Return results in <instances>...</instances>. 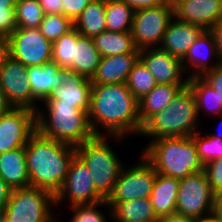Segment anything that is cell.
Returning <instances> with one entry per match:
<instances>
[{"label": "cell", "mask_w": 222, "mask_h": 222, "mask_svg": "<svg viewBox=\"0 0 222 222\" xmlns=\"http://www.w3.org/2000/svg\"><path fill=\"white\" fill-rule=\"evenodd\" d=\"M134 10L120 0H106V30L130 32Z\"/></svg>", "instance_id": "f546056e"}, {"label": "cell", "mask_w": 222, "mask_h": 222, "mask_svg": "<svg viewBox=\"0 0 222 222\" xmlns=\"http://www.w3.org/2000/svg\"><path fill=\"white\" fill-rule=\"evenodd\" d=\"M90 170L76 154L70 163L69 171L62 187L55 195V206L68 201L69 207L96 203L105 200L95 189Z\"/></svg>", "instance_id": "8fae6325"}, {"label": "cell", "mask_w": 222, "mask_h": 222, "mask_svg": "<svg viewBox=\"0 0 222 222\" xmlns=\"http://www.w3.org/2000/svg\"><path fill=\"white\" fill-rule=\"evenodd\" d=\"M203 31L204 29L198 25L181 22L174 17L164 33L160 48L182 59Z\"/></svg>", "instance_id": "44dd1931"}, {"label": "cell", "mask_w": 222, "mask_h": 222, "mask_svg": "<svg viewBox=\"0 0 222 222\" xmlns=\"http://www.w3.org/2000/svg\"><path fill=\"white\" fill-rule=\"evenodd\" d=\"M36 131V112L28 108H13L0 116V154L25 147Z\"/></svg>", "instance_id": "4fadbf2b"}, {"label": "cell", "mask_w": 222, "mask_h": 222, "mask_svg": "<svg viewBox=\"0 0 222 222\" xmlns=\"http://www.w3.org/2000/svg\"><path fill=\"white\" fill-rule=\"evenodd\" d=\"M159 222H194V219L175 212L170 215L161 217Z\"/></svg>", "instance_id": "bcb514c9"}, {"label": "cell", "mask_w": 222, "mask_h": 222, "mask_svg": "<svg viewBox=\"0 0 222 222\" xmlns=\"http://www.w3.org/2000/svg\"><path fill=\"white\" fill-rule=\"evenodd\" d=\"M12 188L0 177V213L4 211L7 205Z\"/></svg>", "instance_id": "ee69618b"}, {"label": "cell", "mask_w": 222, "mask_h": 222, "mask_svg": "<svg viewBox=\"0 0 222 222\" xmlns=\"http://www.w3.org/2000/svg\"><path fill=\"white\" fill-rule=\"evenodd\" d=\"M146 146L141 153L159 174L181 179L203 171L191 136L150 140Z\"/></svg>", "instance_id": "277c9868"}, {"label": "cell", "mask_w": 222, "mask_h": 222, "mask_svg": "<svg viewBox=\"0 0 222 222\" xmlns=\"http://www.w3.org/2000/svg\"><path fill=\"white\" fill-rule=\"evenodd\" d=\"M217 195L212 191L206 173L200 171L179 179L176 213L197 219L213 213Z\"/></svg>", "instance_id": "9c48e42d"}, {"label": "cell", "mask_w": 222, "mask_h": 222, "mask_svg": "<svg viewBox=\"0 0 222 222\" xmlns=\"http://www.w3.org/2000/svg\"><path fill=\"white\" fill-rule=\"evenodd\" d=\"M173 18L174 8L165 3L134 11L130 33L137 49L160 47L164 33Z\"/></svg>", "instance_id": "30bf717a"}, {"label": "cell", "mask_w": 222, "mask_h": 222, "mask_svg": "<svg viewBox=\"0 0 222 222\" xmlns=\"http://www.w3.org/2000/svg\"><path fill=\"white\" fill-rule=\"evenodd\" d=\"M107 136H95L75 147L76 154L90 170L96 191L107 200L125 164L109 145Z\"/></svg>", "instance_id": "8992f818"}, {"label": "cell", "mask_w": 222, "mask_h": 222, "mask_svg": "<svg viewBox=\"0 0 222 222\" xmlns=\"http://www.w3.org/2000/svg\"><path fill=\"white\" fill-rule=\"evenodd\" d=\"M102 206L110 209L107 200L69 207V210L73 212L69 222H108L106 220L107 216L104 215L105 213H102V210H98Z\"/></svg>", "instance_id": "d590c367"}, {"label": "cell", "mask_w": 222, "mask_h": 222, "mask_svg": "<svg viewBox=\"0 0 222 222\" xmlns=\"http://www.w3.org/2000/svg\"><path fill=\"white\" fill-rule=\"evenodd\" d=\"M198 111L188 85L163 109L153 115L143 126L139 136L152 140L192 136L199 131Z\"/></svg>", "instance_id": "5b68a950"}, {"label": "cell", "mask_w": 222, "mask_h": 222, "mask_svg": "<svg viewBox=\"0 0 222 222\" xmlns=\"http://www.w3.org/2000/svg\"><path fill=\"white\" fill-rule=\"evenodd\" d=\"M174 17L209 30L222 18V0H184L174 7Z\"/></svg>", "instance_id": "e0dca14e"}, {"label": "cell", "mask_w": 222, "mask_h": 222, "mask_svg": "<svg viewBox=\"0 0 222 222\" xmlns=\"http://www.w3.org/2000/svg\"><path fill=\"white\" fill-rule=\"evenodd\" d=\"M17 0H0V37H9L16 29L15 6Z\"/></svg>", "instance_id": "8d00e7d4"}, {"label": "cell", "mask_w": 222, "mask_h": 222, "mask_svg": "<svg viewBox=\"0 0 222 222\" xmlns=\"http://www.w3.org/2000/svg\"><path fill=\"white\" fill-rule=\"evenodd\" d=\"M125 84L137 100L151 92L157 85L155 78L140 59L133 66Z\"/></svg>", "instance_id": "1f68e13d"}, {"label": "cell", "mask_w": 222, "mask_h": 222, "mask_svg": "<svg viewBox=\"0 0 222 222\" xmlns=\"http://www.w3.org/2000/svg\"><path fill=\"white\" fill-rule=\"evenodd\" d=\"M203 171L212 191L217 196L222 195V157L206 164Z\"/></svg>", "instance_id": "74e56055"}, {"label": "cell", "mask_w": 222, "mask_h": 222, "mask_svg": "<svg viewBox=\"0 0 222 222\" xmlns=\"http://www.w3.org/2000/svg\"><path fill=\"white\" fill-rule=\"evenodd\" d=\"M42 104L45 105L43 110L40 107L36 111V130L41 135L74 147L96 136L88 111L59 103V100H44Z\"/></svg>", "instance_id": "3957f363"}, {"label": "cell", "mask_w": 222, "mask_h": 222, "mask_svg": "<svg viewBox=\"0 0 222 222\" xmlns=\"http://www.w3.org/2000/svg\"><path fill=\"white\" fill-rule=\"evenodd\" d=\"M188 87L191 90L198 115L202 110L208 114L217 115L218 118L222 114V104L219 102L216 92L208 85V83L202 77H191L188 79Z\"/></svg>", "instance_id": "f1b7e54d"}, {"label": "cell", "mask_w": 222, "mask_h": 222, "mask_svg": "<svg viewBox=\"0 0 222 222\" xmlns=\"http://www.w3.org/2000/svg\"><path fill=\"white\" fill-rule=\"evenodd\" d=\"M91 92V79L66 69L64 83L52 90L46 100H59V103L72 104L80 110L88 111Z\"/></svg>", "instance_id": "d6986e66"}, {"label": "cell", "mask_w": 222, "mask_h": 222, "mask_svg": "<svg viewBox=\"0 0 222 222\" xmlns=\"http://www.w3.org/2000/svg\"><path fill=\"white\" fill-rule=\"evenodd\" d=\"M100 59L101 55L94 46L92 38L81 35L75 47L74 62L67 70L92 79L97 71Z\"/></svg>", "instance_id": "4316f807"}, {"label": "cell", "mask_w": 222, "mask_h": 222, "mask_svg": "<svg viewBox=\"0 0 222 222\" xmlns=\"http://www.w3.org/2000/svg\"><path fill=\"white\" fill-rule=\"evenodd\" d=\"M92 40L101 57L140 52L135 46L130 32H112L106 30L93 37Z\"/></svg>", "instance_id": "83f0119b"}, {"label": "cell", "mask_w": 222, "mask_h": 222, "mask_svg": "<svg viewBox=\"0 0 222 222\" xmlns=\"http://www.w3.org/2000/svg\"><path fill=\"white\" fill-rule=\"evenodd\" d=\"M54 206L55 196L47 190L14 188L2 216L4 222H55Z\"/></svg>", "instance_id": "52a82bcc"}, {"label": "cell", "mask_w": 222, "mask_h": 222, "mask_svg": "<svg viewBox=\"0 0 222 222\" xmlns=\"http://www.w3.org/2000/svg\"><path fill=\"white\" fill-rule=\"evenodd\" d=\"M202 131L194 133L191 137L194 140L199 160L203 166L222 157V139L210 136H202Z\"/></svg>", "instance_id": "836d02e7"}, {"label": "cell", "mask_w": 222, "mask_h": 222, "mask_svg": "<svg viewBox=\"0 0 222 222\" xmlns=\"http://www.w3.org/2000/svg\"><path fill=\"white\" fill-rule=\"evenodd\" d=\"M92 0H62L63 15L73 22Z\"/></svg>", "instance_id": "ab89813d"}, {"label": "cell", "mask_w": 222, "mask_h": 222, "mask_svg": "<svg viewBox=\"0 0 222 222\" xmlns=\"http://www.w3.org/2000/svg\"><path fill=\"white\" fill-rule=\"evenodd\" d=\"M106 0H92L73 22L84 37L93 38L106 31Z\"/></svg>", "instance_id": "484cf974"}, {"label": "cell", "mask_w": 222, "mask_h": 222, "mask_svg": "<svg viewBox=\"0 0 222 222\" xmlns=\"http://www.w3.org/2000/svg\"><path fill=\"white\" fill-rule=\"evenodd\" d=\"M108 212L110 220L115 222H159L150 198L118 202Z\"/></svg>", "instance_id": "d4e9b609"}, {"label": "cell", "mask_w": 222, "mask_h": 222, "mask_svg": "<svg viewBox=\"0 0 222 222\" xmlns=\"http://www.w3.org/2000/svg\"><path fill=\"white\" fill-rule=\"evenodd\" d=\"M213 214L217 217L218 222H222V195L216 197Z\"/></svg>", "instance_id": "c3c4849f"}, {"label": "cell", "mask_w": 222, "mask_h": 222, "mask_svg": "<svg viewBox=\"0 0 222 222\" xmlns=\"http://www.w3.org/2000/svg\"><path fill=\"white\" fill-rule=\"evenodd\" d=\"M138 104L126 84L92 85L88 116L93 133L118 144L126 135H140Z\"/></svg>", "instance_id": "6da1fadb"}, {"label": "cell", "mask_w": 222, "mask_h": 222, "mask_svg": "<svg viewBox=\"0 0 222 222\" xmlns=\"http://www.w3.org/2000/svg\"><path fill=\"white\" fill-rule=\"evenodd\" d=\"M29 84L32 88V110H38V103H42L64 83L66 69L61 68L55 62H49L42 66H29L27 68Z\"/></svg>", "instance_id": "ac0fdd59"}, {"label": "cell", "mask_w": 222, "mask_h": 222, "mask_svg": "<svg viewBox=\"0 0 222 222\" xmlns=\"http://www.w3.org/2000/svg\"><path fill=\"white\" fill-rule=\"evenodd\" d=\"M220 116H221V117H220V118H221V120H220V121H221V122H220V125L222 126V114H221ZM219 129H220V128H219ZM221 129H222V127H221ZM209 135H210V136H213V137H217V138H221V139H222V130H220V132L215 133V134H214V133H213V134H212V133H211V134L209 133Z\"/></svg>", "instance_id": "816d5d0a"}, {"label": "cell", "mask_w": 222, "mask_h": 222, "mask_svg": "<svg viewBox=\"0 0 222 222\" xmlns=\"http://www.w3.org/2000/svg\"><path fill=\"white\" fill-rule=\"evenodd\" d=\"M0 222H4L2 213H0Z\"/></svg>", "instance_id": "f5cc1de1"}, {"label": "cell", "mask_w": 222, "mask_h": 222, "mask_svg": "<svg viewBox=\"0 0 222 222\" xmlns=\"http://www.w3.org/2000/svg\"><path fill=\"white\" fill-rule=\"evenodd\" d=\"M73 28V21L63 14H45L39 30L47 40L53 43Z\"/></svg>", "instance_id": "e575fe53"}, {"label": "cell", "mask_w": 222, "mask_h": 222, "mask_svg": "<svg viewBox=\"0 0 222 222\" xmlns=\"http://www.w3.org/2000/svg\"><path fill=\"white\" fill-rule=\"evenodd\" d=\"M157 172L153 165L142 155L138 163L129 168L123 166L107 202L110 209L118 202L136 198H150Z\"/></svg>", "instance_id": "ba28073f"}, {"label": "cell", "mask_w": 222, "mask_h": 222, "mask_svg": "<svg viewBox=\"0 0 222 222\" xmlns=\"http://www.w3.org/2000/svg\"><path fill=\"white\" fill-rule=\"evenodd\" d=\"M14 12L17 28H39L45 15L38 0H17Z\"/></svg>", "instance_id": "d6a6232c"}, {"label": "cell", "mask_w": 222, "mask_h": 222, "mask_svg": "<svg viewBox=\"0 0 222 222\" xmlns=\"http://www.w3.org/2000/svg\"><path fill=\"white\" fill-rule=\"evenodd\" d=\"M0 177L12 189L30 187L25 147L0 154Z\"/></svg>", "instance_id": "7402d4cb"}, {"label": "cell", "mask_w": 222, "mask_h": 222, "mask_svg": "<svg viewBox=\"0 0 222 222\" xmlns=\"http://www.w3.org/2000/svg\"><path fill=\"white\" fill-rule=\"evenodd\" d=\"M138 59L139 52L101 57L92 85L125 84Z\"/></svg>", "instance_id": "ffe728a7"}, {"label": "cell", "mask_w": 222, "mask_h": 222, "mask_svg": "<svg viewBox=\"0 0 222 222\" xmlns=\"http://www.w3.org/2000/svg\"><path fill=\"white\" fill-rule=\"evenodd\" d=\"M125 2L134 11L145 8H153L164 4L163 0H120Z\"/></svg>", "instance_id": "b9f144b4"}, {"label": "cell", "mask_w": 222, "mask_h": 222, "mask_svg": "<svg viewBox=\"0 0 222 222\" xmlns=\"http://www.w3.org/2000/svg\"><path fill=\"white\" fill-rule=\"evenodd\" d=\"M139 59L153 75L157 84H188L189 78L184 73L181 59L160 47L140 50Z\"/></svg>", "instance_id": "9a60e30c"}, {"label": "cell", "mask_w": 222, "mask_h": 222, "mask_svg": "<svg viewBox=\"0 0 222 222\" xmlns=\"http://www.w3.org/2000/svg\"><path fill=\"white\" fill-rule=\"evenodd\" d=\"M44 14H63L62 0H38Z\"/></svg>", "instance_id": "60d3db41"}, {"label": "cell", "mask_w": 222, "mask_h": 222, "mask_svg": "<svg viewBox=\"0 0 222 222\" xmlns=\"http://www.w3.org/2000/svg\"><path fill=\"white\" fill-rule=\"evenodd\" d=\"M182 1H184V0H163V2L166 5H168V6L172 7V8L176 7Z\"/></svg>", "instance_id": "f907efd6"}, {"label": "cell", "mask_w": 222, "mask_h": 222, "mask_svg": "<svg viewBox=\"0 0 222 222\" xmlns=\"http://www.w3.org/2000/svg\"><path fill=\"white\" fill-rule=\"evenodd\" d=\"M188 84H157L138 100V116L143 126L153 115L166 109L173 98Z\"/></svg>", "instance_id": "603a6c76"}, {"label": "cell", "mask_w": 222, "mask_h": 222, "mask_svg": "<svg viewBox=\"0 0 222 222\" xmlns=\"http://www.w3.org/2000/svg\"><path fill=\"white\" fill-rule=\"evenodd\" d=\"M10 56L26 67L42 66L52 61V42L39 28H17L9 37Z\"/></svg>", "instance_id": "7c38bea8"}, {"label": "cell", "mask_w": 222, "mask_h": 222, "mask_svg": "<svg viewBox=\"0 0 222 222\" xmlns=\"http://www.w3.org/2000/svg\"><path fill=\"white\" fill-rule=\"evenodd\" d=\"M201 77L216 92L219 102L222 104V64L207 71Z\"/></svg>", "instance_id": "f35d334b"}, {"label": "cell", "mask_w": 222, "mask_h": 222, "mask_svg": "<svg viewBox=\"0 0 222 222\" xmlns=\"http://www.w3.org/2000/svg\"><path fill=\"white\" fill-rule=\"evenodd\" d=\"M27 68L10 56L0 67V86L14 108L32 110V88Z\"/></svg>", "instance_id": "5bb4252c"}, {"label": "cell", "mask_w": 222, "mask_h": 222, "mask_svg": "<svg viewBox=\"0 0 222 222\" xmlns=\"http://www.w3.org/2000/svg\"><path fill=\"white\" fill-rule=\"evenodd\" d=\"M81 34L73 28L52 43V62L68 69L74 62V52Z\"/></svg>", "instance_id": "4dcf8cb0"}, {"label": "cell", "mask_w": 222, "mask_h": 222, "mask_svg": "<svg viewBox=\"0 0 222 222\" xmlns=\"http://www.w3.org/2000/svg\"><path fill=\"white\" fill-rule=\"evenodd\" d=\"M211 60H214V62ZM181 63L188 78L201 77L207 71L221 64L214 37L209 30H204L200 34L181 59ZM191 70L192 72H190Z\"/></svg>", "instance_id": "2e32d148"}, {"label": "cell", "mask_w": 222, "mask_h": 222, "mask_svg": "<svg viewBox=\"0 0 222 222\" xmlns=\"http://www.w3.org/2000/svg\"><path fill=\"white\" fill-rule=\"evenodd\" d=\"M10 57V45L7 37H0V67Z\"/></svg>", "instance_id": "f6af8a7d"}, {"label": "cell", "mask_w": 222, "mask_h": 222, "mask_svg": "<svg viewBox=\"0 0 222 222\" xmlns=\"http://www.w3.org/2000/svg\"><path fill=\"white\" fill-rule=\"evenodd\" d=\"M30 186L51 192L54 196L62 187L76 149L41 135L37 130L25 146Z\"/></svg>", "instance_id": "7a4b0ae2"}, {"label": "cell", "mask_w": 222, "mask_h": 222, "mask_svg": "<svg viewBox=\"0 0 222 222\" xmlns=\"http://www.w3.org/2000/svg\"><path fill=\"white\" fill-rule=\"evenodd\" d=\"M178 189V178L157 173L150 200L158 219L175 213Z\"/></svg>", "instance_id": "cb8c5ba5"}, {"label": "cell", "mask_w": 222, "mask_h": 222, "mask_svg": "<svg viewBox=\"0 0 222 222\" xmlns=\"http://www.w3.org/2000/svg\"><path fill=\"white\" fill-rule=\"evenodd\" d=\"M13 108V105L9 102L5 92L0 86V116L10 112Z\"/></svg>", "instance_id": "7dc6e473"}, {"label": "cell", "mask_w": 222, "mask_h": 222, "mask_svg": "<svg viewBox=\"0 0 222 222\" xmlns=\"http://www.w3.org/2000/svg\"><path fill=\"white\" fill-rule=\"evenodd\" d=\"M209 31L214 37L217 54L222 64V18Z\"/></svg>", "instance_id": "7bdbcfd3"}, {"label": "cell", "mask_w": 222, "mask_h": 222, "mask_svg": "<svg viewBox=\"0 0 222 222\" xmlns=\"http://www.w3.org/2000/svg\"><path fill=\"white\" fill-rule=\"evenodd\" d=\"M194 222H218L217 217L211 213L209 215L194 219Z\"/></svg>", "instance_id": "681fc988"}]
</instances>
